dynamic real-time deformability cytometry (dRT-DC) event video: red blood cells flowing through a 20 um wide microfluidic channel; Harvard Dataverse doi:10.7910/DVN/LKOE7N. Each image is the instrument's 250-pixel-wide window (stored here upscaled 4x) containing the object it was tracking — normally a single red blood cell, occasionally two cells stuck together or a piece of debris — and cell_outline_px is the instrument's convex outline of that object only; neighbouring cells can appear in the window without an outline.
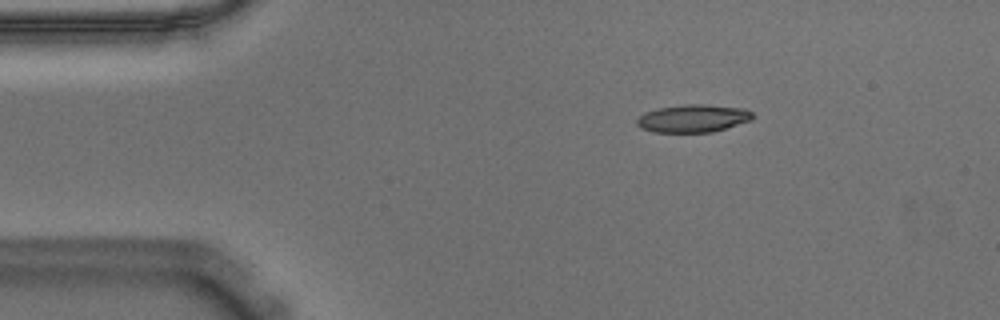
{"species": "Egyptian fruit bat (a non-hibernating species)", "species_latin": "Rousettus aegyptiacus", "temperature_condition": "warm", "stored_images_in_passage": 47, "camera_frame_rate_fps": 3000, "um_per_image_px": 0.085, "animal": {"sex": "male"}, "frame": {"image": 1, "passage_image": 1, "time_ms": 0.0, "image_size_px": [1000, 320], "cell_outline_px": [[756, 116], [752, 120], [712, 132], [652, 132], [640, 128], [636, 124], [636, 120], [644, 112], [656, 108], [680, 104], [704, 104], [744, 108], [752, 112]], "centroid_in_image_um": [58.9, 10.05], "position_along_channel_um": 26.1, "area_um2": 19.02}}
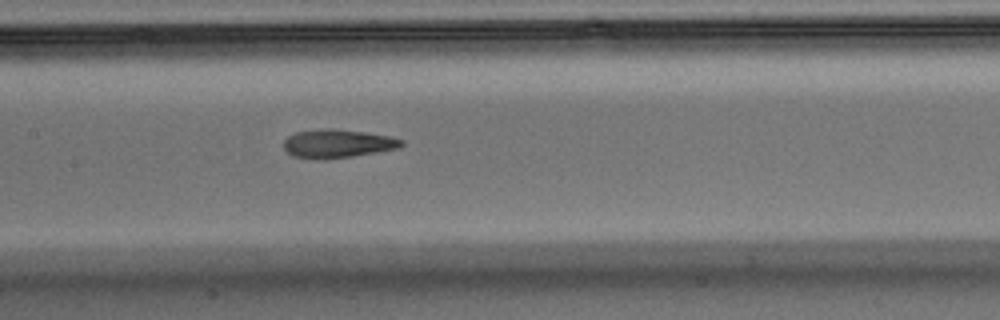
{"frame": {"image": 2, "passage_image": 18, "time_ms": 5.667, "image_size_px": [1000, 320], "cell_outline_px": [[404, 144], [400, 148], [328, 160], [316, 160], [292, 156], [284, 148], [284, 140], [288, 136], [296, 132], [324, 128], [332, 128], [364, 132], [388, 136], [404, 140]], "centroid_in_image_um": [28.67, 12.22], "position_along_channel_um": 178.7, "area_um2": 19.71}}
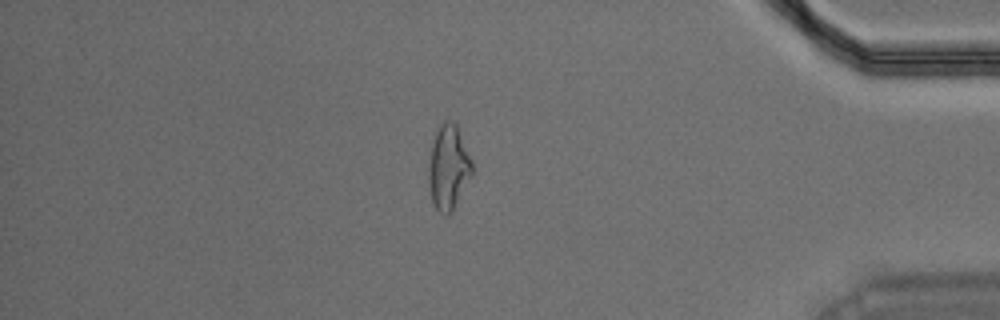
{"frame": {"image": 3, "passage_image": 39, "time_ms": 12.667, "image_size_px": [1000, 320], "cell_outline_px": [[472, 172], [452, 212], [448, 216], [444, 216], [436, 208], [432, 200], [428, 188], [428, 168], [432, 140], [440, 124], [444, 120], [452, 120], [456, 124], [472, 160]], "centroid_in_image_um": [38.09, 14.22], "position_along_channel_um": 397.1, "area_um2": 21.44}, "authors_computed_cell_mechanics": {"area_um2": 19.7098, "velocity_mm_per_s": 3.6436, "shape_relaxation_time_tau1_ms": null, "shape_relaxation_time_tau2_ms": 2.2235, "deformation_change_tau1": null, "deformation_change_tau2": 0.1061}}